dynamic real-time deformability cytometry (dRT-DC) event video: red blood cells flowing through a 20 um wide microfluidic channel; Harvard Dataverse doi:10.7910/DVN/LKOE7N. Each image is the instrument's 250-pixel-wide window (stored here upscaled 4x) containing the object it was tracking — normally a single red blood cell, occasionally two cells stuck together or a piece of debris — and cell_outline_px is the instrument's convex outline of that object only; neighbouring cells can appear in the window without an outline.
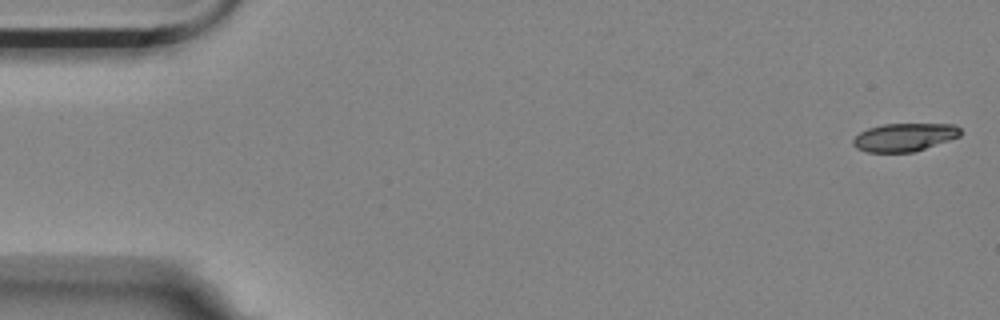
{"species": "Egyptian fruit bat (a non-hibernating species)", "species_latin": "Rousettus aegyptiacus", "temperature_condition": "room temperature", "stored_images_in_passage": 4, "camera_frame_rate_fps": 3000, "um_per_image_px": 0.085, "animal": {"sex": "female"}, "frame": {"image": 1, "passage_image": 1, "time_ms": 0.0, "image_size_px": [1000, 320], "cell_outline_px": [[960, 136], [912, 152], [868, 152], [856, 148], [852, 144], [852, 140], [860, 132], [868, 128], [884, 124], [956, 124], [960, 128]], "centroid_in_image_um": [76.84, 11.66], "position_along_channel_um": 8.2, "area_um2": 17.4}}
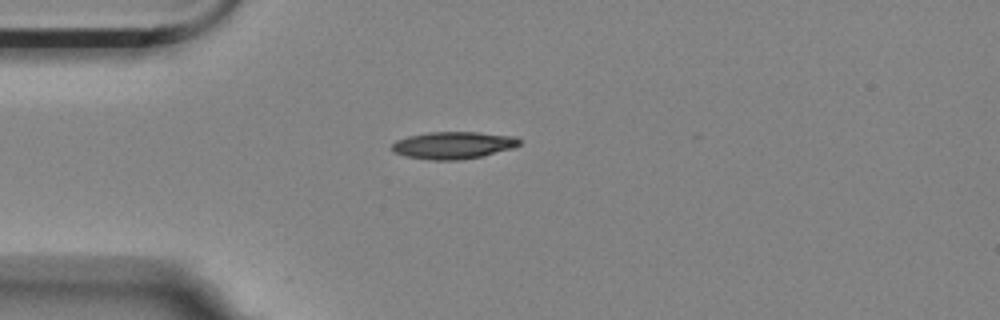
{"frame": {"image": 2, "passage_image": 4, "time_ms": 1.0, "image_size_px": [1000, 320], "cell_outline_px": [[520, 144], [512, 148], [484, 156], [460, 160], [432, 160], [404, 156], [392, 152], [392, 144], [396, 140], [408, 136], [428, 132], [476, 132], [516, 136], [520, 140]], "centroid_in_image_um": [38.51, 12.35], "position_along_channel_um": 46.5, "area_um2": 20.35}}